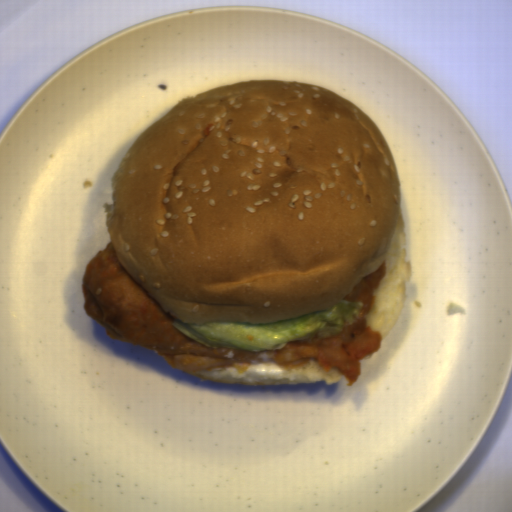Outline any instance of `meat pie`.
<instances>
[{
	"instance_id": "obj_1",
	"label": "meat pie",
	"mask_w": 512,
	"mask_h": 512,
	"mask_svg": "<svg viewBox=\"0 0 512 512\" xmlns=\"http://www.w3.org/2000/svg\"><path fill=\"white\" fill-rule=\"evenodd\" d=\"M385 274L383 257L375 272L339 299L362 304L355 322L342 326L335 336L270 350L203 345L178 331L173 324L176 318L125 272L111 241L85 268L81 292L85 313L103 326L107 336L153 350L176 371L199 376L202 369L233 361H275L284 370L316 359L321 368L341 373L348 386L362 371L359 358L369 357L381 346L379 332L365 325V314Z\"/></svg>"
}]
</instances>
